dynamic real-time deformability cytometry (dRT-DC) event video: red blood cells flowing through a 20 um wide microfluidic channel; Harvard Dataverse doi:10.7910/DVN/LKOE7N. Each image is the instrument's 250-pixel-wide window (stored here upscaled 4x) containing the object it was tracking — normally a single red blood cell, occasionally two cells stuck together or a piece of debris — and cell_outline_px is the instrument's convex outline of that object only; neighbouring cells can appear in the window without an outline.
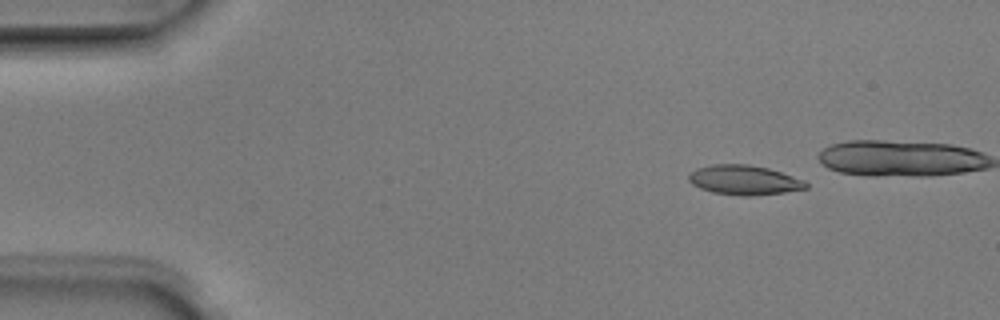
{"species": "Egyptian fruit bat (a non-hibernating species)", "species_latin": "Rousettus aegyptiacus", "temperature_condition": "room temperature", "stored_images_in_passage": 5, "camera_frame_rate_fps": 3000, "um_per_image_px": 0.085, "animal": {"sex": "male"}, "frame": {"image": 1, "passage_image": 2, "time_ms": 0.333, "image_size_px": [1000, 320], "cell_outline_px": [[808, 188], [784, 192], [748, 196], [740, 196], [712, 192], [700, 188], [692, 184], [688, 180], [688, 176], [696, 168], [712, 164], [748, 164], [768, 168], [804, 180], [808, 184]], "centroid_in_image_um": [63.23, 15.3], "position_along_channel_um": 21.8, "area_um2": 20.17}}